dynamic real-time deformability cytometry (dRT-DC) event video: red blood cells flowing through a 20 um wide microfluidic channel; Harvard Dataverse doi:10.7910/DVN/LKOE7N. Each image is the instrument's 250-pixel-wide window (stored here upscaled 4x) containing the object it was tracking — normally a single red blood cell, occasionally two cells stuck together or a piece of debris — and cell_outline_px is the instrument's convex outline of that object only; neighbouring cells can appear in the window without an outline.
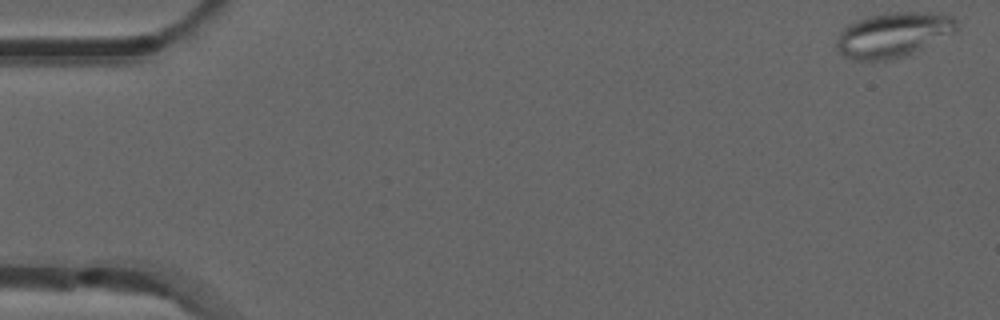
{"species": "common noctule bat (a hibernating species)", "species_latin": "Nyctalus noctula", "temperature_condition": "room temperature", "stored_images_in_passage": 52, "camera_frame_rate_fps": 3000, "um_per_image_px": 0.085, "animal": {"sex": "male", "forearm_length_mm": 52.5}, "frame": {"image": 1, "passage_image": 1, "time_ms": 0.0, "image_size_px": [1000, 320], "cell_outline_px": [[956, 28], [952, 32], [912, 52], [900, 56], [884, 60], [856, 60], [844, 56], [836, 48], [836, 40], [840, 32], [848, 24], [868, 16], [896, 12], [940, 12], [952, 16], [956, 20]], "centroid_in_image_um": [75.87, 2.93], "position_along_channel_um": 9.1, "area_um2": 30.63}}
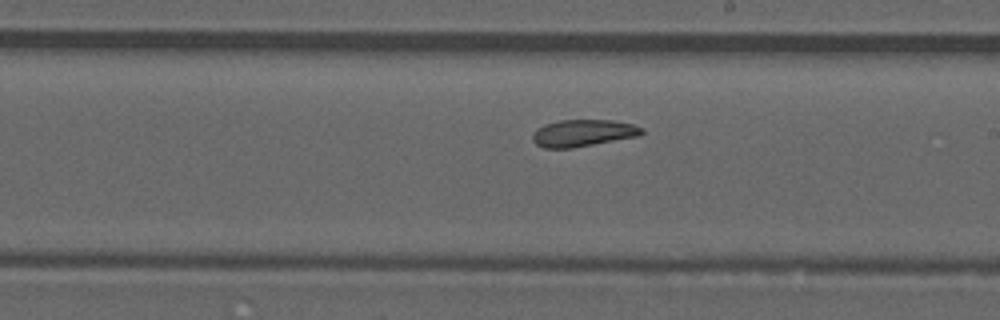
{"frame": {"image": 2, "passage_image": 30, "time_ms": 9.667, "image_size_px": [1000, 320], "cell_outline_px": [[644, 132], [640, 136], [572, 148], [544, 148], [536, 144], [532, 140], [532, 132], [536, 128], [544, 124], [560, 120], [612, 120], [632, 124], [644, 128]], "centroid_in_image_um": [49.54, 11.31], "position_along_channel_um": 239.5, "area_um2": 17.34}}
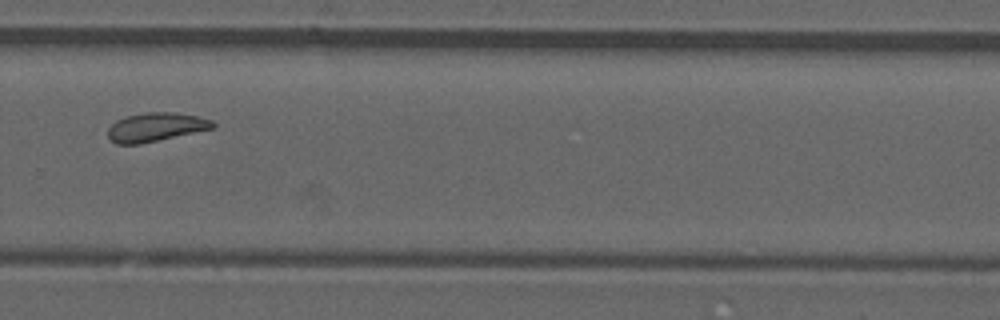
{"frame": {"image": 3, "passage_image": 36, "time_ms": 11.667, "image_size_px": [1000, 320], "cell_outline_px": [[216, 128], [140, 144], [116, 144], [108, 140], [108, 128], [116, 120], [128, 116], [144, 112], [176, 112], [196, 116], [212, 120], [216, 124]], "centroid_in_image_um": [13.24, 10.81], "position_along_channel_um": 316.6, "area_um2": 17.74}, "authors_computed_cell_mechanics": {"area_um2": 18.6694, "velocity_mm_per_s": 3.8642, "shape_relaxation_time_tau1_ms": null, "shape_relaxation_time_tau2_ms": 3.8828, "deformation_change_tau1": null, "deformation_change_tau2": 0.1034}}